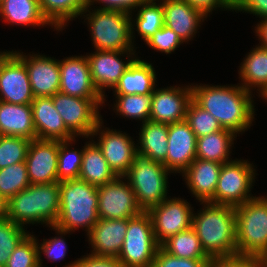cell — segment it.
I'll list each match as a JSON object with an SVG mask.
<instances>
[{"instance_id":"33","label":"cell","mask_w":267,"mask_h":267,"mask_svg":"<svg viewBox=\"0 0 267 267\" xmlns=\"http://www.w3.org/2000/svg\"><path fill=\"white\" fill-rule=\"evenodd\" d=\"M159 0H148L139 6L138 13L133 20L131 15V40L134 44L135 29L144 42L148 41L158 30L164 26V11ZM136 26V28H134ZM134 34V35H133Z\"/></svg>"},{"instance_id":"37","label":"cell","mask_w":267,"mask_h":267,"mask_svg":"<svg viewBox=\"0 0 267 267\" xmlns=\"http://www.w3.org/2000/svg\"><path fill=\"white\" fill-rule=\"evenodd\" d=\"M29 185L30 182L25 162L0 169V194L7 200Z\"/></svg>"},{"instance_id":"47","label":"cell","mask_w":267,"mask_h":267,"mask_svg":"<svg viewBox=\"0 0 267 267\" xmlns=\"http://www.w3.org/2000/svg\"><path fill=\"white\" fill-rule=\"evenodd\" d=\"M64 267H124L123 264L114 257H100L87 254L78 258Z\"/></svg>"},{"instance_id":"34","label":"cell","mask_w":267,"mask_h":267,"mask_svg":"<svg viewBox=\"0 0 267 267\" xmlns=\"http://www.w3.org/2000/svg\"><path fill=\"white\" fill-rule=\"evenodd\" d=\"M160 247L178 258L211 259L203 250L200 239L192 227L169 237Z\"/></svg>"},{"instance_id":"29","label":"cell","mask_w":267,"mask_h":267,"mask_svg":"<svg viewBox=\"0 0 267 267\" xmlns=\"http://www.w3.org/2000/svg\"><path fill=\"white\" fill-rule=\"evenodd\" d=\"M240 65V85L250 92L257 88L260 95L267 87V49L258 44L243 58Z\"/></svg>"},{"instance_id":"32","label":"cell","mask_w":267,"mask_h":267,"mask_svg":"<svg viewBox=\"0 0 267 267\" xmlns=\"http://www.w3.org/2000/svg\"><path fill=\"white\" fill-rule=\"evenodd\" d=\"M89 0H39L43 16L56 31H62L68 21L78 18Z\"/></svg>"},{"instance_id":"36","label":"cell","mask_w":267,"mask_h":267,"mask_svg":"<svg viewBox=\"0 0 267 267\" xmlns=\"http://www.w3.org/2000/svg\"><path fill=\"white\" fill-rule=\"evenodd\" d=\"M73 142H76V139H71L68 141H59L58 140V162H57V178L58 182L79 179L81 166H82V157H83V148L76 150L70 147Z\"/></svg>"},{"instance_id":"11","label":"cell","mask_w":267,"mask_h":267,"mask_svg":"<svg viewBox=\"0 0 267 267\" xmlns=\"http://www.w3.org/2000/svg\"><path fill=\"white\" fill-rule=\"evenodd\" d=\"M97 192L100 219H130L143 212L132 187L123 176L97 187Z\"/></svg>"},{"instance_id":"24","label":"cell","mask_w":267,"mask_h":267,"mask_svg":"<svg viewBox=\"0 0 267 267\" xmlns=\"http://www.w3.org/2000/svg\"><path fill=\"white\" fill-rule=\"evenodd\" d=\"M222 165L195 158L182 173L187 188L198 202H209L214 197Z\"/></svg>"},{"instance_id":"20","label":"cell","mask_w":267,"mask_h":267,"mask_svg":"<svg viewBox=\"0 0 267 267\" xmlns=\"http://www.w3.org/2000/svg\"><path fill=\"white\" fill-rule=\"evenodd\" d=\"M34 95L23 61L13 53L0 71V101L12 104H31Z\"/></svg>"},{"instance_id":"2","label":"cell","mask_w":267,"mask_h":267,"mask_svg":"<svg viewBox=\"0 0 267 267\" xmlns=\"http://www.w3.org/2000/svg\"><path fill=\"white\" fill-rule=\"evenodd\" d=\"M203 204V205H202ZM199 213H193L192 228L205 253L211 258L237 256L235 207L200 202Z\"/></svg>"},{"instance_id":"42","label":"cell","mask_w":267,"mask_h":267,"mask_svg":"<svg viewBox=\"0 0 267 267\" xmlns=\"http://www.w3.org/2000/svg\"><path fill=\"white\" fill-rule=\"evenodd\" d=\"M55 233H57L58 237H51L49 239H43V242L39 243L37 239V245H38V253H39V267H42V253L47 257V259L54 261H60L63 260L66 257L67 254V244L65 241V237L63 236L67 235L68 231L62 230L56 226H50ZM60 235V236H59Z\"/></svg>"},{"instance_id":"40","label":"cell","mask_w":267,"mask_h":267,"mask_svg":"<svg viewBox=\"0 0 267 267\" xmlns=\"http://www.w3.org/2000/svg\"><path fill=\"white\" fill-rule=\"evenodd\" d=\"M30 142L28 138L0 135V169L25 162Z\"/></svg>"},{"instance_id":"52","label":"cell","mask_w":267,"mask_h":267,"mask_svg":"<svg viewBox=\"0 0 267 267\" xmlns=\"http://www.w3.org/2000/svg\"><path fill=\"white\" fill-rule=\"evenodd\" d=\"M15 51H0V71L2 69V66L4 65V63L6 62V60L14 53Z\"/></svg>"},{"instance_id":"48","label":"cell","mask_w":267,"mask_h":267,"mask_svg":"<svg viewBox=\"0 0 267 267\" xmlns=\"http://www.w3.org/2000/svg\"><path fill=\"white\" fill-rule=\"evenodd\" d=\"M194 9L202 12L206 17L210 16L213 10L221 8L222 10L233 11V7L229 4L227 0H185Z\"/></svg>"},{"instance_id":"23","label":"cell","mask_w":267,"mask_h":267,"mask_svg":"<svg viewBox=\"0 0 267 267\" xmlns=\"http://www.w3.org/2000/svg\"><path fill=\"white\" fill-rule=\"evenodd\" d=\"M164 25L172 29L183 42L193 40L201 23L207 17L185 0H161ZM200 24V25H199Z\"/></svg>"},{"instance_id":"25","label":"cell","mask_w":267,"mask_h":267,"mask_svg":"<svg viewBox=\"0 0 267 267\" xmlns=\"http://www.w3.org/2000/svg\"><path fill=\"white\" fill-rule=\"evenodd\" d=\"M0 135L37 139L31 104L0 101Z\"/></svg>"},{"instance_id":"6","label":"cell","mask_w":267,"mask_h":267,"mask_svg":"<svg viewBox=\"0 0 267 267\" xmlns=\"http://www.w3.org/2000/svg\"><path fill=\"white\" fill-rule=\"evenodd\" d=\"M89 9L86 7L81 16L86 17L95 50L135 51L131 40V14L117 10Z\"/></svg>"},{"instance_id":"28","label":"cell","mask_w":267,"mask_h":267,"mask_svg":"<svg viewBox=\"0 0 267 267\" xmlns=\"http://www.w3.org/2000/svg\"><path fill=\"white\" fill-rule=\"evenodd\" d=\"M8 24L21 26L53 27L43 16L39 0H2L0 2V18Z\"/></svg>"},{"instance_id":"13","label":"cell","mask_w":267,"mask_h":267,"mask_svg":"<svg viewBox=\"0 0 267 267\" xmlns=\"http://www.w3.org/2000/svg\"><path fill=\"white\" fill-rule=\"evenodd\" d=\"M103 123L102 119L97 123L90 138L99 135L97 137L99 139L95 143L100 148L109 167L117 176H124L133 164L137 144L135 145L134 139L125 132L105 128Z\"/></svg>"},{"instance_id":"31","label":"cell","mask_w":267,"mask_h":267,"mask_svg":"<svg viewBox=\"0 0 267 267\" xmlns=\"http://www.w3.org/2000/svg\"><path fill=\"white\" fill-rule=\"evenodd\" d=\"M237 135L228 129H222L217 132L197 138L196 158L218 163L231 161L229 157L234 138Z\"/></svg>"},{"instance_id":"26","label":"cell","mask_w":267,"mask_h":267,"mask_svg":"<svg viewBox=\"0 0 267 267\" xmlns=\"http://www.w3.org/2000/svg\"><path fill=\"white\" fill-rule=\"evenodd\" d=\"M156 72L152 63L138 57L127 68L113 88L114 94H152L157 86Z\"/></svg>"},{"instance_id":"50","label":"cell","mask_w":267,"mask_h":267,"mask_svg":"<svg viewBox=\"0 0 267 267\" xmlns=\"http://www.w3.org/2000/svg\"><path fill=\"white\" fill-rule=\"evenodd\" d=\"M254 29V33L258 36V40H260L259 44L261 45L259 46L267 49V18H264L260 23H257Z\"/></svg>"},{"instance_id":"45","label":"cell","mask_w":267,"mask_h":267,"mask_svg":"<svg viewBox=\"0 0 267 267\" xmlns=\"http://www.w3.org/2000/svg\"><path fill=\"white\" fill-rule=\"evenodd\" d=\"M267 261L251 257L215 258L210 261L208 267H266Z\"/></svg>"},{"instance_id":"1","label":"cell","mask_w":267,"mask_h":267,"mask_svg":"<svg viewBox=\"0 0 267 267\" xmlns=\"http://www.w3.org/2000/svg\"><path fill=\"white\" fill-rule=\"evenodd\" d=\"M192 100L236 135L250 129L255 106L252 92L241 85H192Z\"/></svg>"},{"instance_id":"35","label":"cell","mask_w":267,"mask_h":267,"mask_svg":"<svg viewBox=\"0 0 267 267\" xmlns=\"http://www.w3.org/2000/svg\"><path fill=\"white\" fill-rule=\"evenodd\" d=\"M116 100L114 102L113 110H116L117 115L126 117L128 119H136L142 121L141 124L149 121L152 94H114ZM119 113V114H118Z\"/></svg>"},{"instance_id":"43","label":"cell","mask_w":267,"mask_h":267,"mask_svg":"<svg viewBox=\"0 0 267 267\" xmlns=\"http://www.w3.org/2000/svg\"><path fill=\"white\" fill-rule=\"evenodd\" d=\"M145 43L148 47L154 49V51L164 52L166 55L171 54L176 48H179L181 44H184L182 39L165 25Z\"/></svg>"},{"instance_id":"38","label":"cell","mask_w":267,"mask_h":267,"mask_svg":"<svg viewBox=\"0 0 267 267\" xmlns=\"http://www.w3.org/2000/svg\"><path fill=\"white\" fill-rule=\"evenodd\" d=\"M29 234L8 218L0 220V267H4L17 245Z\"/></svg>"},{"instance_id":"41","label":"cell","mask_w":267,"mask_h":267,"mask_svg":"<svg viewBox=\"0 0 267 267\" xmlns=\"http://www.w3.org/2000/svg\"><path fill=\"white\" fill-rule=\"evenodd\" d=\"M4 267H39L37 238L29 233L15 248Z\"/></svg>"},{"instance_id":"30","label":"cell","mask_w":267,"mask_h":267,"mask_svg":"<svg viewBox=\"0 0 267 267\" xmlns=\"http://www.w3.org/2000/svg\"><path fill=\"white\" fill-rule=\"evenodd\" d=\"M141 126L137 151L165 166L168 146V124L149 120Z\"/></svg>"},{"instance_id":"54","label":"cell","mask_w":267,"mask_h":267,"mask_svg":"<svg viewBox=\"0 0 267 267\" xmlns=\"http://www.w3.org/2000/svg\"><path fill=\"white\" fill-rule=\"evenodd\" d=\"M227 1L234 8L241 0H227Z\"/></svg>"},{"instance_id":"51","label":"cell","mask_w":267,"mask_h":267,"mask_svg":"<svg viewBox=\"0 0 267 267\" xmlns=\"http://www.w3.org/2000/svg\"><path fill=\"white\" fill-rule=\"evenodd\" d=\"M8 200L0 194V220L7 218Z\"/></svg>"},{"instance_id":"8","label":"cell","mask_w":267,"mask_h":267,"mask_svg":"<svg viewBox=\"0 0 267 267\" xmlns=\"http://www.w3.org/2000/svg\"><path fill=\"white\" fill-rule=\"evenodd\" d=\"M157 243L152 221L147 212L128 219V228L117 259L124 267H152Z\"/></svg>"},{"instance_id":"53","label":"cell","mask_w":267,"mask_h":267,"mask_svg":"<svg viewBox=\"0 0 267 267\" xmlns=\"http://www.w3.org/2000/svg\"><path fill=\"white\" fill-rule=\"evenodd\" d=\"M259 97L263 98V100L267 101V87L265 90L259 95Z\"/></svg>"},{"instance_id":"22","label":"cell","mask_w":267,"mask_h":267,"mask_svg":"<svg viewBox=\"0 0 267 267\" xmlns=\"http://www.w3.org/2000/svg\"><path fill=\"white\" fill-rule=\"evenodd\" d=\"M31 107L37 139L68 141L76 138L54 107L52 97H34Z\"/></svg>"},{"instance_id":"4","label":"cell","mask_w":267,"mask_h":267,"mask_svg":"<svg viewBox=\"0 0 267 267\" xmlns=\"http://www.w3.org/2000/svg\"><path fill=\"white\" fill-rule=\"evenodd\" d=\"M99 219L96 186L80 179L60 182V211L54 226L71 233L83 228L88 234Z\"/></svg>"},{"instance_id":"27","label":"cell","mask_w":267,"mask_h":267,"mask_svg":"<svg viewBox=\"0 0 267 267\" xmlns=\"http://www.w3.org/2000/svg\"><path fill=\"white\" fill-rule=\"evenodd\" d=\"M85 143L79 179L96 187L115 180L118 176L109 167L95 141L92 139Z\"/></svg>"},{"instance_id":"7","label":"cell","mask_w":267,"mask_h":267,"mask_svg":"<svg viewBox=\"0 0 267 267\" xmlns=\"http://www.w3.org/2000/svg\"><path fill=\"white\" fill-rule=\"evenodd\" d=\"M169 171L162 163L135 153L133 164L123 176L132 187L142 211L147 212L167 199Z\"/></svg>"},{"instance_id":"19","label":"cell","mask_w":267,"mask_h":267,"mask_svg":"<svg viewBox=\"0 0 267 267\" xmlns=\"http://www.w3.org/2000/svg\"><path fill=\"white\" fill-rule=\"evenodd\" d=\"M59 91L81 98H104L95 88L86 55L59 60Z\"/></svg>"},{"instance_id":"46","label":"cell","mask_w":267,"mask_h":267,"mask_svg":"<svg viewBox=\"0 0 267 267\" xmlns=\"http://www.w3.org/2000/svg\"><path fill=\"white\" fill-rule=\"evenodd\" d=\"M148 0H89L88 6L89 8H92L91 6L95 4H102L98 7L99 9H108V10H117L122 11L128 14L132 15V11L138 10V7L141 4L146 3ZM136 9V10H135Z\"/></svg>"},{"instance_id":"10","label":"cell","mask_w":267,"mask_h":267,"mask_svg":"<svg viewBox=\"0 0 267 267\" xmlns=\"http://www.w3.org/2000/svg\"><path fill=\"white\" fill-rule=\"evenodd\" d=\"M53 105L59 112L67 129L75 137L90 139L97 123L102 119L99 108L107 101L105 98H81L62 92L52 96Z\"/></svg>"},{"instance_id":"14","label":"cell","mask_w":267,"mask_h":267,"mask_svg":"<svg viewBox=\"0 0 267 267\" xmlns=\"http://www.w3.org/2000/svg\"><path fill=\"white\" fill-rule=\"evenodd\" d=\"M135 52L96 50L94 53L86 54L93 84L104 98L106 97L104 90L113 89L123 73L137 58ZM125 54L127 62L121 58V56L125 57Z\"/></svg>"},{"instance_id":"18","label":"cell","mask_w":267,"mask_h":267,"mask_svg":"<svg viewBox=\"0 0 267 267\" xmlns=\"http://www.w3.org/2000/svg\"><path fill=\"white\" fill-rule=\"evenodd\" d=\"M58 140H31L25 163L30 184L58 182Z\"/></svg>"},{"instance_id":"15","label":"cell","mask_w":267,"mask_h":267,"mask_svg":"<svg viewBox=\"0 0 267 267\" xmlns=\"http://www.w3.org/2000/svg\"><path fill=\"white\" fill-rule=\"evenodd\" d=\"M192 101L191 85L168 86L167 88L154 89L150 121L172 124L185 120L189 103Z\"/></svg>"},{"instance_id":"12","label":"cell","mask_w":267,"mask_h":267,"mask_svg":"<svg viewBox=\"0 0 267 267\" xmlns=\"http://www.w3.org/2000/svg\"><path fill=\"white\" fill-rule=\"evenodd\" d=\"M170 197L147 211L159 245L169 237L192 227L193 207L183 198Z\"/></svg>"},{"instance_id":"21","label":"cell","mask_w":267,"mask_h":267,"mask_svg":"<svg viewBox=\"0 0 267 267\" xmlns=\"http://www.w3.org/2000/svg\"><path fill=\"white\" fill-rule=\"evenodd\" d=\"M128 219H99L87 234L91 254L117 258L123 246Z\"/></svg>"},{"instance_id":"9","label":"cell","mask_w":267,"mask_h":267,"mask_svg":"<svg viewBox=\"0 0 267 267\" xmlns=\"http://www.w3.org/2000/svg\"><path fill=\"white\" fill-rule=\"evenodd\" d=\"M248 160L235 159L222 165L212 204L237 207L254 198L251 195L256 170Z\"/></svg>"},{"instance_id":"16","label":"cell","mask_w":267,"mask_h":267,"mask_svg":"<svg viewBox=\"0 0 267 267\" xmlns=\"http://www.w3.org/2000/svg\"><path fill=\"white\" fill-rule=\"evenodd\" d=\"M25 64L34 97H52L59 92V60L46 55L14 52Z\"/></svg>"},{"instance_id":"5","label":"cell","mask_w":267,"mask_h":267,"mask_svg":"<svg viewBox=\"0 0 267 267\" xmlns=\"http://www.w3.org/2000/svg\"><path fill=\"white\" fill-rule=\"evenodd\" d=\"M237 256L267 261V196L235 207Z\"/></svg>"},{"instance_id":"49","label":"cell","mask_w":267,"mask_h":267,"mask_svg":"<svg viewBox=\"0 0 267 267\" xmlns=\"http://www.w3.org/2000/svg\"><path fill=\"white\" fill-rule=\"evenodd\" d=\"M233 10L247 12L264 19L267 18V0H241Z\"/></svg>"},{"instance_id":"17","label":"cell","mask_w":267,"mask_h":267,"mask_svg":"<svg viewBox=\"0 0 267 267\" xmlns=\"http://www.w3.org/2000/svg\"><path fill=\"white\" fill-rule=\"evenodd\" d=\"M196 143L197 137L185 120L168 124L165 167L182 174L196 158Z\"/></svg>"},{"instance_id":"3","label":"cell","mask_w":267,"mask_h":267,"mask_svg":"<svg viewBox=\"0 0 267 267\" xmlns=\"http://www.w3.org/2000/svg\"><path fill=\"white\" fill-rule=\"evenodd\" d=\"M60 211V182L30 184L8 199L7 218L25 228L27 224L55 225Z\"/></svg>"},{"instance_id":"39","label":"cell","mask_w":267,"mask_h":267,"mask_svg":"<svg viewBox=\"0 0 267 267\" xmlns=\"http://www.w3.org/2000/svg\"><path fill=\"white\" fill-rule=\"evenodd\" d=\"M185 121L197 138L222 130V126L212 114L203 110L193 100L189 103Z\"/></svg>"},{"instance_id":"44","label":"cell","mask_w":267,"mask_h":267,"mask_svg":"<svg viewBox=\"0 0 267 267\" xmlns=\"http://www.w3.org/2000/svg\"><path fill=\"white\" fill-rule=\"evenodd\" d=\"M212 259H185L172 256L158 248L152 267H208Z\"/></svg>"}]
</instances>
